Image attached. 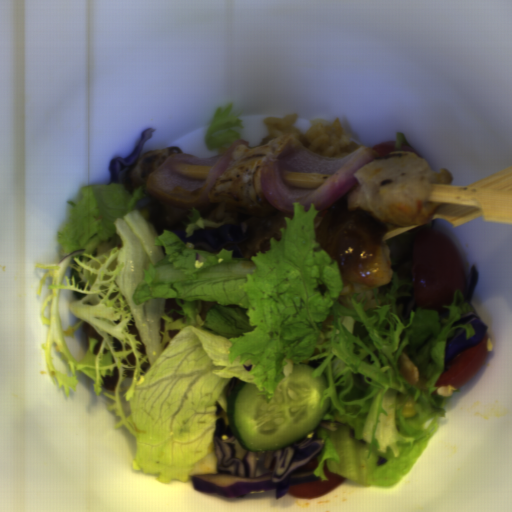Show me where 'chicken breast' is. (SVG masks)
<instances>
[{
  "label": "chicken breast",
  "instance_id": "chicken-breast-1",
  "mask_svg": "<svg viewBox=\"0 0 512 512\" xmlns=\"http://www.w3.org/2000/svg\"><path fill=\"white\" fill-rule=\"evenodd\" d=\"M399 373L410 385H417L419 382V368L412 362L410 357L401 352L399 357Z\"/></svg>",
  "mask_w": 512,
  "mask_h": 512
}]
</instances>
